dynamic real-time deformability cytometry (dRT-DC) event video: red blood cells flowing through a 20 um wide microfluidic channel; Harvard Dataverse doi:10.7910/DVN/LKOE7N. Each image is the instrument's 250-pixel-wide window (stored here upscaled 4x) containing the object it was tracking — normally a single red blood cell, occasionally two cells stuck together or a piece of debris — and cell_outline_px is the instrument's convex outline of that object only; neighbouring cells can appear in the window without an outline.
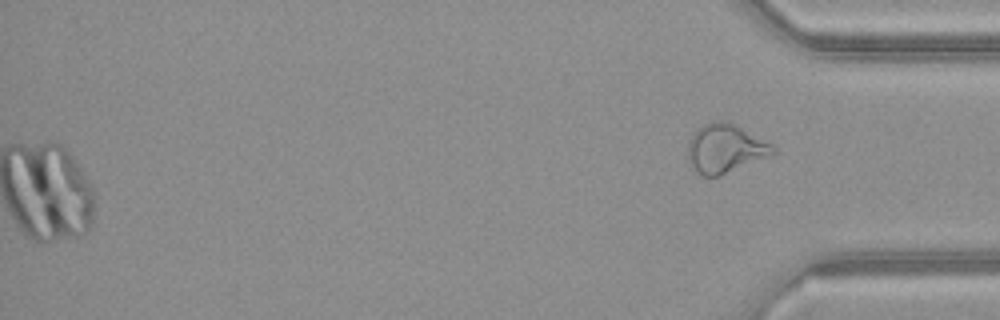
{"species": "common noctule bat (a hibernating species)", "species_latin": "Nyctalus noctula", "temperature_condition": "warm", "stored_images_in_passage": 38, "camera_frame_rate_fps": 3000, "um_per_image_px": 0.085, "animal": {"sex": "female", "body_mass_g": 21.9}, "frame": {"image": 1, "passage_image": 38, "time_ms": 12.333, "image_size_px": [1000, 320], "cell_outline_px": [[776, 152], [720, 176], [704, 176], [688, 160], [688, 144], [696, 128], [704, 124], [720, 120], [724, 120], [772, 144], [776, 148]], "centroid_in_image_um": [61.62, 12.61], "position_along_channel_um": 373.6, "area_um2": 23.41}}